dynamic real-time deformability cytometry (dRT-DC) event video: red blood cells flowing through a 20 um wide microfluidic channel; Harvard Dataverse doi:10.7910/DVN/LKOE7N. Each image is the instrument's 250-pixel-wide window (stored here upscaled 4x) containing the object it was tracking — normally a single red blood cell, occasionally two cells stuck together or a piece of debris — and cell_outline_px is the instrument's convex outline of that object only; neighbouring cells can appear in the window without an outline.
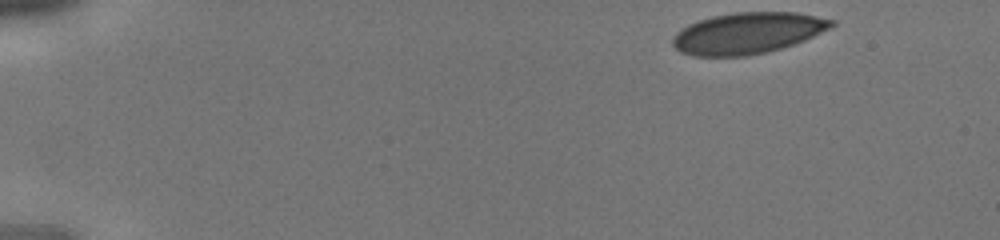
{"species": "human", "species_latin": "Homo sapiens", "temperature_condition": "cold", "stored_images_in_passage": 38, "camera_frame_rate_fps": 3000, "um_per_image_px": 0.085, "donor": {"sex": "male"}, "frame": {"image": 1, "passage_image": 1, "time_ms": 0.0, "image_size_px": [1000, 240], "cell_outline_px": [[836, 24], [832, 28], [804, 40], [780, 48], [764, 52], [744, 56], [692, 56], [680, 52], [672, 44], [672, 36], [676, 32], [688, 24], [712, 16], [736, 12], [796, 12], [836, 20]], "centroid_in_image_um": [63.54, 2.81], "position_along_channel_um": 21.5, "area_um2": 38.21}}
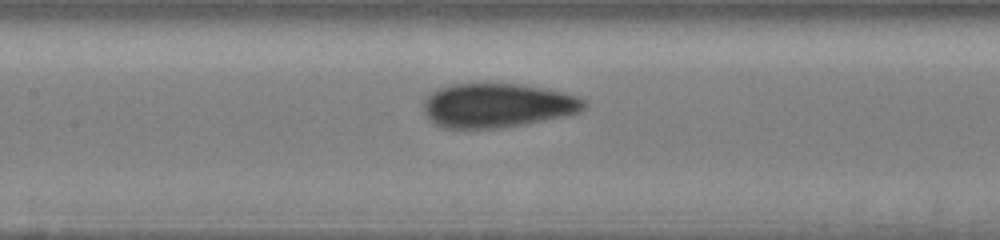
{"frame": {"image": 2, "passage_image": 17, "time_ms": 5.333, "image_size_px": [1000, 240], "cell_outline_px": [[588, 104], [580, 112], [564, 116], [524, 124], [492, 128], [444, 128], [432, 124], [428, 120], [424, 112], [424, 100], [432, 92], [448, 84], [520, 84], [564, 92], [576, 96], [584, 100]], "centroid_in_image_um": [42.25, 8.96], "position_along_channel_um": 165.2, "area_um2": 41.27}}
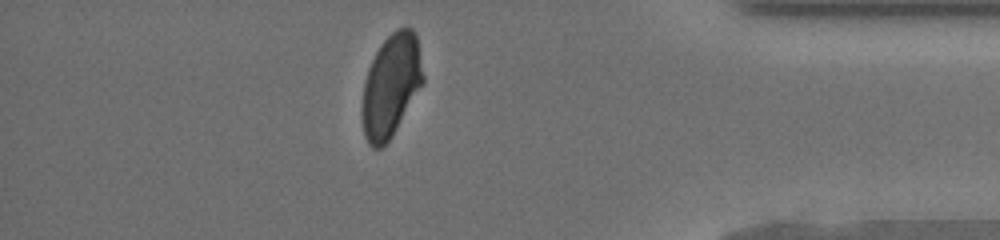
{"frame": {"image": 3, "passage_image": 33, "time_ms": 10.667, "image_size_px": [1000, 240], "cell_outline_px": [[424, 80], [392, 136], [380, 148], [372, 148], [368, 144], [364, 136], [360, 112], [360, 108], [364, 80], [368, 68], [380, 44], [392, 32], [408, 24], [416, 32], [424, 76]], "centroid_in_image_um": [33.2, 7.26], "position_along_channel_um": 402.0, "area_um2": 36.7}}